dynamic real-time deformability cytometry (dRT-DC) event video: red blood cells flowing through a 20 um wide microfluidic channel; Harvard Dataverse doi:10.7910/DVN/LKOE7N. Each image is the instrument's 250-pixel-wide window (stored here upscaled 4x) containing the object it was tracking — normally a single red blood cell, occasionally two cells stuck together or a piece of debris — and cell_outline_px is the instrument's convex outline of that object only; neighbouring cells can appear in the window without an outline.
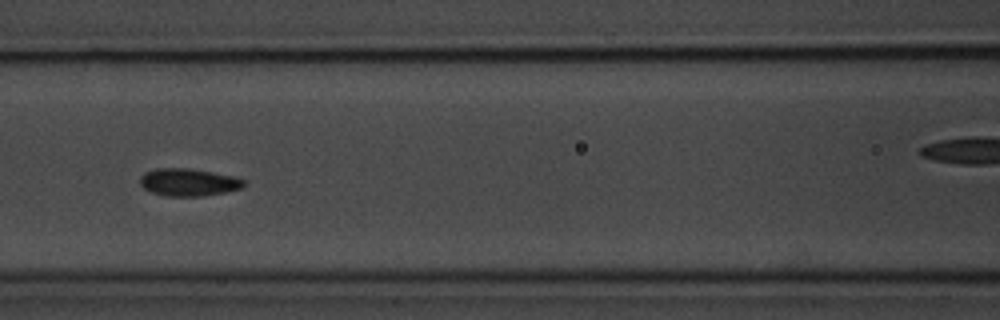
{"species": "common noctule bat (a hibernating species)", "species_latin": "Nyctalus noctula", "temperature_condition": "room temperature", "stored_images_in_passage": 14, "camera_frame_rate_fps": 3000, "um_per_image_px": 0.085, "animal": {"sex": "male", "body_mass_g": 20.1, "forearm_length_mm": 53.5}, "frame": {"image": 1, "passage_image": 5, "time_ms": 4.667, "image_size_px": [1000, 320], "cell_outline_px": [[248, 184], [244, 188], [204, 196], [164, 196], [152, 192], [144, 188], [140, 184], [140, 176], [144, 172], [156, 168], [188, 168], [212, 172], [232, 176], [244, 180]], "centroid_in_image_um": [16.03, 15.49], "position_along_channel_um": 150.6, "area_um2": 16.76}, "authors_computed_cell_mechanics": {"area_um2": 15.7794, "velocity_mm_per_s": 3.6749, "shape_relaxation_time_tau1_ms": 1.3441, "shape_relaxation_time_tau2_ms": null, "deformation_change_tau1": 0.0754, "deformation_change_tau2": null}}